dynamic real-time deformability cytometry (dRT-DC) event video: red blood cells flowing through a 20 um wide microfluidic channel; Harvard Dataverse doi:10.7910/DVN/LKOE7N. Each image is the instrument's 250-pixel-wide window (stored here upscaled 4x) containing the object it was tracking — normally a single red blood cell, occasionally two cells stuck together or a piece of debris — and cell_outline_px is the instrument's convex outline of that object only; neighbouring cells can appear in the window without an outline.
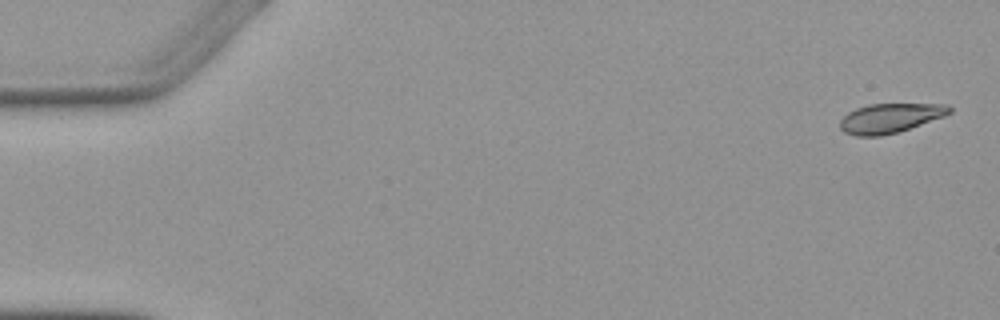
{"species": "Egyptian fruit bat (a non-hibernating species)", "species_latin": "Rousettus aegyptiacus", "temperature_condition": "warm", "stored_images_in_passage": 7, "camera_frame_rate_fps": 3000, "um_per_image_px": 0.085, "animal": {"sex": "female"}, "frame": {"image": 1, "passage_image": 1, "time_ms": 0.0, "image_size_px": [1000, 320], "cell_outline_px": [[952, 112], [944, 116], [896, 132], [880, 136], [856, 136], [844, 132], [840, 128], [840, 120], [848, 112], [856, 108], [868, 104], [948, 104], [952, 108]], "centroid_in_image_um": [75.64, 10.03], "position_along_channel_um": 9.4, "area_um2": 18.61}}
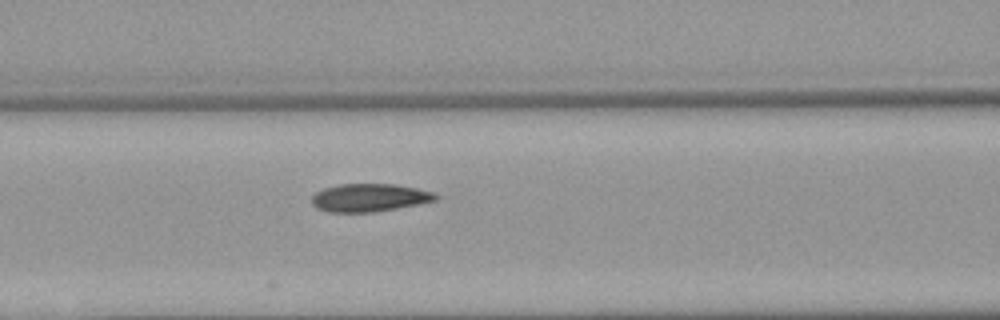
{"frame": {"image": 2, "passage_image": 6, "time_ms": 7.0, "image_size_px": [1000, 320], "cell_outline_px": [[440, 196], [436, 200], [420, 204], [372, 212], [328, 212], [316, 208], [312, 204], [312, 196], [316, 192], [324, 188], [340, 184], [396, 184], [436, 192]], "centroid_in_image_um": [31.42, 16.8], "position_along_channel_um": 135.2, "area_um2": 20.29}}